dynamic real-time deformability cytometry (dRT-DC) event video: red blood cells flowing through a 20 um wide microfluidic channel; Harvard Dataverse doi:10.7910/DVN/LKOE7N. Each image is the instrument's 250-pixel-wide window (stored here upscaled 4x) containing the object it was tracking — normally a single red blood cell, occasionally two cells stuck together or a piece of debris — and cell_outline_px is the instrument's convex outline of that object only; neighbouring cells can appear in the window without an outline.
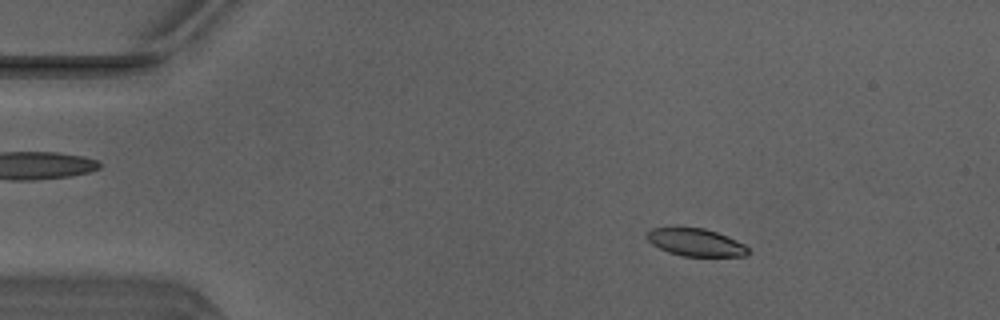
{"species": "Egyptian fruit bat (a non-hibernating species)", "species_latin": "Rousettus aegyptiacus", "temperature_condition": "warm", "stored_images_in_passage": 50, "camera_frame_rate_fps": 3000, "um_per_image_px": 0.085, "animal": {"sex": "male"}, "frame": {"image": 1, "passage_image": 8, "time_ms": 2.333, "image_size_px": [1000, 320], "cell_outline_px": [[748, 252], [744, 256], [684, 256], [668, 252], [652, 244], [644, 236], [652, 228], [704, 228], [728, 236], [744, 244], [748, 248]], "centroid_in_image_um": [59.13, 20.6], "position_along_channel_um": 25.9, "area_um2": 16.07}}
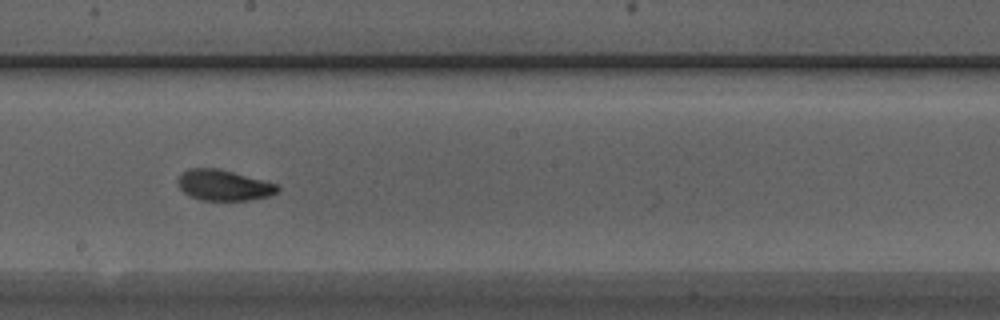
{"frame": {"image": 2, "passage_image": 28, "time_ms": 9.0, "image_size_px": [1000, 320], "cell_outline_px": [[280, 188], [276, 192], [268, 196], [248, 200], [200, 200], [184, 192], [176, 184], [180, 172], [188, 168], [216, 168], [232, 172], [276, 184]], "centroid_in_image_um": [18.94, 15.74], "position_along_channel_um": 229.3, "area_um2": 17.63}}
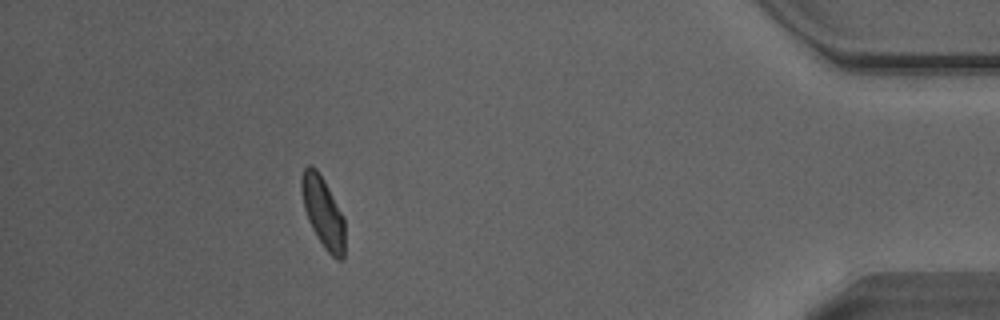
{"frame": {"image": 3, "passage_image": 45, "time_ms": 14.667, "image_size_px": [1000, 320], "cell_outline_px": [[344, 260], [336, 260], [324, 248], [312, 228], [308, 220], [304, 208], [300, 188], [300, 180], [304, 168], [308, 164], [312, 164], [316, 168], [324, 180], [344, 216]], "centroid_in_image_um": [27.45, 18.02], "position_along_channel_um": 407.8, "area_um2": 18.03}, "authors_computed_cell_mechanics": {"area_um2": 17.5134, "velocity_mm_per_s": 4.1118, "shape_relaxation_time_tau1_ms": 3.7795, "shape_relaxation_time_tau2_ms": 1.7989, "deformation_change_tau1": 0.1137, "deformation_change_tau2": 0.0723}}